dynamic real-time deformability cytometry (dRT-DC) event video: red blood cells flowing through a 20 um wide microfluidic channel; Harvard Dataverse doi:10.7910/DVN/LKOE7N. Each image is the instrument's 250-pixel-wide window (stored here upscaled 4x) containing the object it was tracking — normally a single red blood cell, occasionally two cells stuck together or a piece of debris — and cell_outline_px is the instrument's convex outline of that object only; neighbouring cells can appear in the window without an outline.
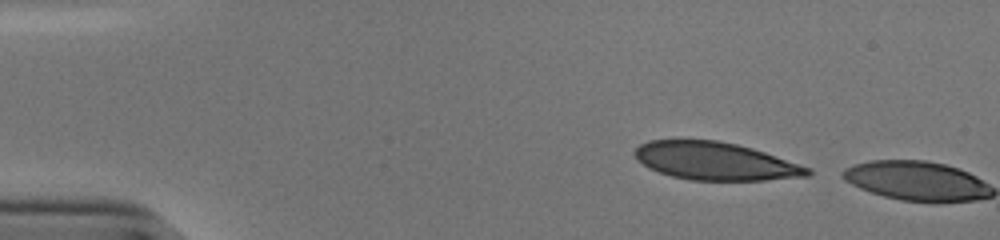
{"species": "human", "species_latin": "Homo sapiens", "temperature_condition": "cold", "stored_images_in_passage": 2, "camera_frame_rate_fps": 3000, "um_per_image_px": 0.085, "donor": {"sex": "male"}, "frame": {"image": 1, "passage_image": 1, "time_ms": 0.0, "image_size_px": [1000, 240], "cell_outline_px": [[812, 172], [808, 176], [764, 180], [692, 180], [672, 176], [648, 168], [636, 160], [632, 152], [640, 144], [648, 140], [716, 140], [736, 144], [752, 148], [812, 168]], "centroid_in_image_um": [60.77, 13.69], "position_along_channel_um": 24.2, "area_um2": 38.09}}